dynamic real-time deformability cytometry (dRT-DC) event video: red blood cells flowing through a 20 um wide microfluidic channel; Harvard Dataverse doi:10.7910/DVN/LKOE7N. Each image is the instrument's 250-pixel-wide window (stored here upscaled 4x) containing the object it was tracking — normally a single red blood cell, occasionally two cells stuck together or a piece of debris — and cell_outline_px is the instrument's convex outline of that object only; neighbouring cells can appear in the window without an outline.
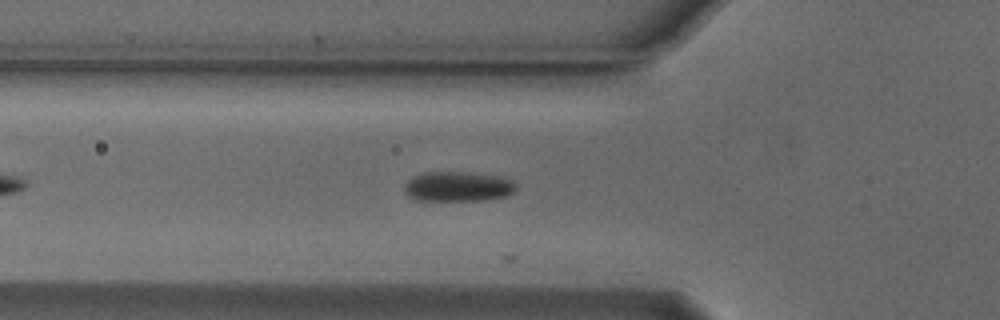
{"species": "Egyptian fruit bat (a non-hibernating species)", "species_latin": "Rousettus aegyptiacus", "temperature_condition": "cold", "stored_images_in_passage": 11, "camera_frame_rate_fps": 3000, "um_per_image_px": 0.085, "animal": {"sex": "male"}, "frame": {"image": 1, "passage_image": 4, "time_ms": 1.0, "image_size_px": [1000, 320], "cell_outline_px": [[516, 188], [508, 196], [484, 200], [416, 200], [408, 196], [404, 192], [404, 184], [412, 176], [424, 172], [468, 172], [500, 176], [512, 180], [516, 184]], "centroid_in_image_um": [38.91, 15.85], "position_along_channel_um": 86.9, "area_um2": 19.65}}
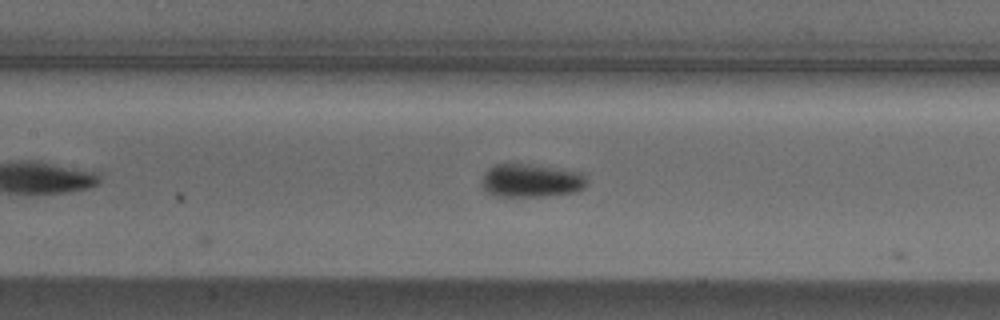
{"frame": {"image": 2, "passage_image": 10, "time_ms": 3.0, "image_size_px": [1000, 320], "cell_outline_px": [[588, 184], [584, 188], [576, 192], [544, 196], [500, 196], [484, 192], [480, 184], [480, 180], [484, 172], [488, 168], [496, 164], [524, 164], [556, 168], [584, 172], [588, 180]], "centroid_in_image_um": [45.14, 15.35], "position_along_channel_um": 162.3, "area_um2": 20.75}}